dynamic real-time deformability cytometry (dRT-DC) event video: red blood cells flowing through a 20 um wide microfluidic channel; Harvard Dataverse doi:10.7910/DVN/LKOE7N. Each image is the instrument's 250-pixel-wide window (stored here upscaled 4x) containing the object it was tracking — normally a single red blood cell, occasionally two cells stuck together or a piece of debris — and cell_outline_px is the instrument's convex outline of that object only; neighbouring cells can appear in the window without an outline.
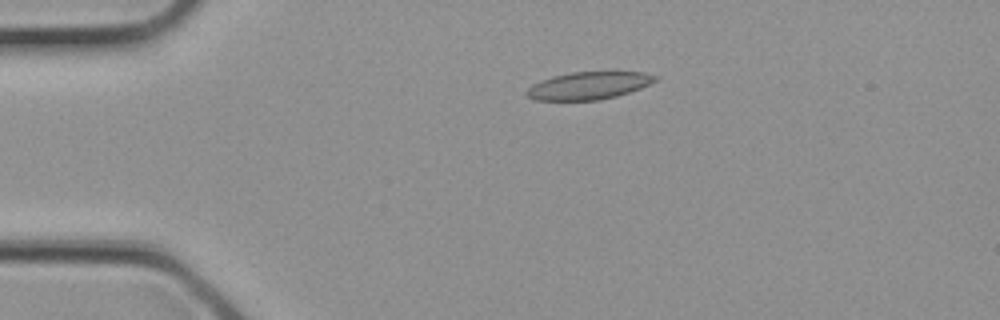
{"species": "common noctule bat (a hibernating species)", "species_latin": "Nyctalus noctula", "temperature_condition": "cold", "stored_images_in_passage": 2, "camera_frame_rate_fps": 3000, "um_per_image_px": 0.085, "animal": {"sex": "female", "body_mass_g": 21.9}, "frame": {"image": 1, "passage_image": 2, "time_ms": 0.333, "image_size_px": [1000, 320], "cell_outline_px": [[660, 76], [656, 80], [640, 88], [616, 96], [600, 100], [532, 100], [524, 92], [532, 84], [540, 80], [552, 76], [572, 72], [644, 72]], "centroid_in_image_um": [50.0, 7.27], "position_along_channel_um": 35.0, "area_um2": 20.63}}